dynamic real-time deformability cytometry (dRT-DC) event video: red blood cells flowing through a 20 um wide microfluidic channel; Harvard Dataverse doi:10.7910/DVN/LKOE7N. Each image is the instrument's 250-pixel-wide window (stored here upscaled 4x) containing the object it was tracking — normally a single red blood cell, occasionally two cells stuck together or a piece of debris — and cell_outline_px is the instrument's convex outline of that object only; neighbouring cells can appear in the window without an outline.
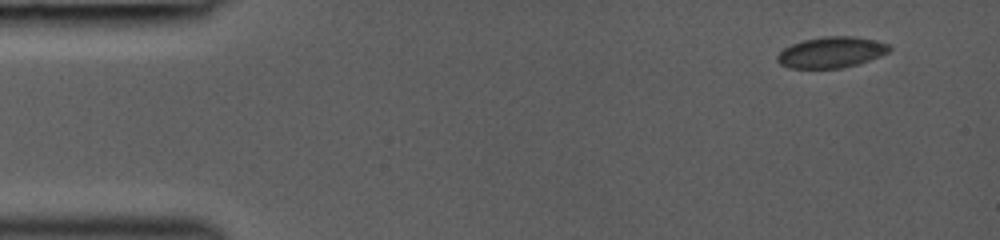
{"species": "common noctule bat (a hibernating species)", "species_latin": "Nyctalus noctula", "temperature_condition": "room temperature", "stored_images_in_passage": 13, "camera_frame_rate_fps": 3000, "um_per_image_px": 0.085, "animal": {"sex": "female", "body_mass_g": 19.0, "forearm_length_mm": 53.3}, "frame": {"image": 1, "passage_image": 1, "time_ms": 0.0, "image_size_px": [1000, 240], "cell_outline_px": [[892, 48], [888, 52], [880, 56], [856, 64], [840, 68], [788, 68], [780, 64], [776, 60], [776, 56], [784, 48], [792, 44], [804, 40], [824, 36], [852, 36], [872, 40], [888, 44]], "centroid_in_image_um": [70.62, 4.45], "position_along_channel_um": 14.4, "area_um2": 20.0}}